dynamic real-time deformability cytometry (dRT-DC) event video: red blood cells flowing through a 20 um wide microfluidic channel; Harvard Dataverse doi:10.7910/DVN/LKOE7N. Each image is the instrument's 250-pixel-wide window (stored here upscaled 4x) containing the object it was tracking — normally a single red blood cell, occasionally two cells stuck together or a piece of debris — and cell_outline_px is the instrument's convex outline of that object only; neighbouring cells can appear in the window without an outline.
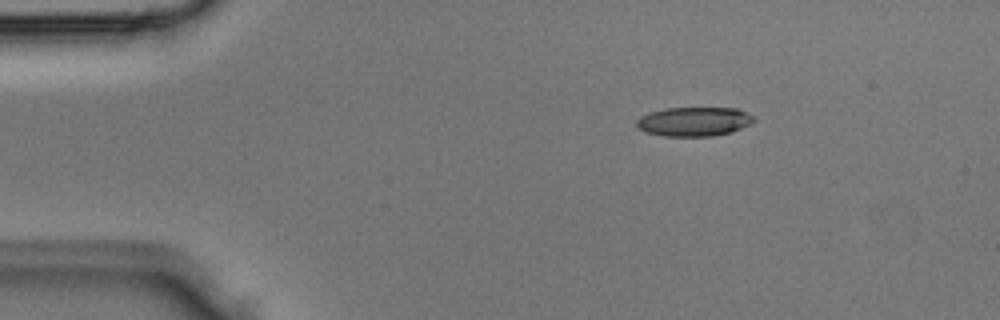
{"species": "Egyptian fruit bat (a non-hibernating species)", "species_latin": "Rousettus aegyptiacus", "temperature_condition": "room temperature", "stored_images_in_passage": 2, "camera_frame_rate_fps": 3000, "um_per_image_px": 0.085, "animal": {"sex": "male"}, "frame": {"image": 1, "passage_image": 1, "time_ms": 0.0, "image_size_px": [1000, 320], "cell_outline_px": [[756, 120], [752, 124], [732, 132], [712, 136], [664, 136], [644, 132], [636, 124], [636, 120], [640, 116], [664, 108], [736, 108], [756, 116]], "centroid_in_image_um": [59.04, 10.33], "position_along_channel_um": 26.0, "area_um2": 20.11}}